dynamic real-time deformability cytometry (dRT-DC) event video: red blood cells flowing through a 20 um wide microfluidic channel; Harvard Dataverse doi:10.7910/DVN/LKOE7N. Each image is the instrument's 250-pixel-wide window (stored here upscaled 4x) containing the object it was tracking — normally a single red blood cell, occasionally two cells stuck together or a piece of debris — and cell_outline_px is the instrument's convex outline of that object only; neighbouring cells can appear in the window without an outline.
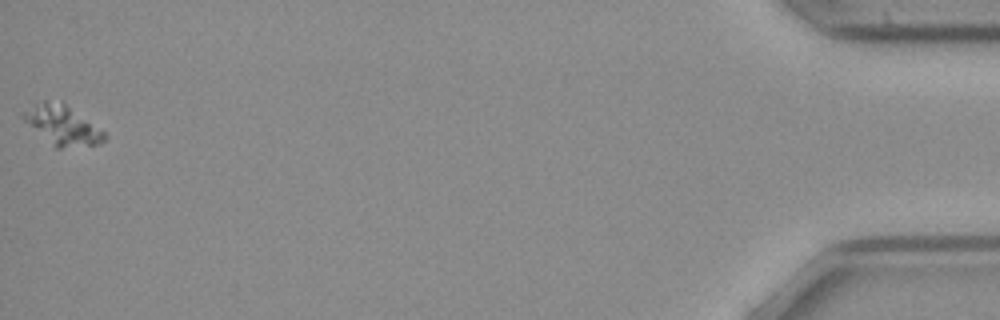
{"species": "common noctule bat (a hibernating species)", "species_latin": "Nyctalus noctula", "temperature_condition": "cold", "stored_images_in_passage": 52, "camera_frame_rate_fps": 3000, "um_per_image_px": 0.085, "animal": {"sex": "female", "body_mass_g": 21.9}, "frame": {"image": 1, "passage_image": 52, "time_ms": 17.0, "image_size_px": [1000, 320], "cell_outline_px": [[108, 136], [104, 140], [96, 144], [60, 148], [56, 148], [24, 120], [24, 112], [36, 104], [44, 100], [60, 100], [104, 132]], "centroid_in_image_um": [5.32, 10.63], "position_along_channel_um": 429.9, "area_um2": 17.86}}